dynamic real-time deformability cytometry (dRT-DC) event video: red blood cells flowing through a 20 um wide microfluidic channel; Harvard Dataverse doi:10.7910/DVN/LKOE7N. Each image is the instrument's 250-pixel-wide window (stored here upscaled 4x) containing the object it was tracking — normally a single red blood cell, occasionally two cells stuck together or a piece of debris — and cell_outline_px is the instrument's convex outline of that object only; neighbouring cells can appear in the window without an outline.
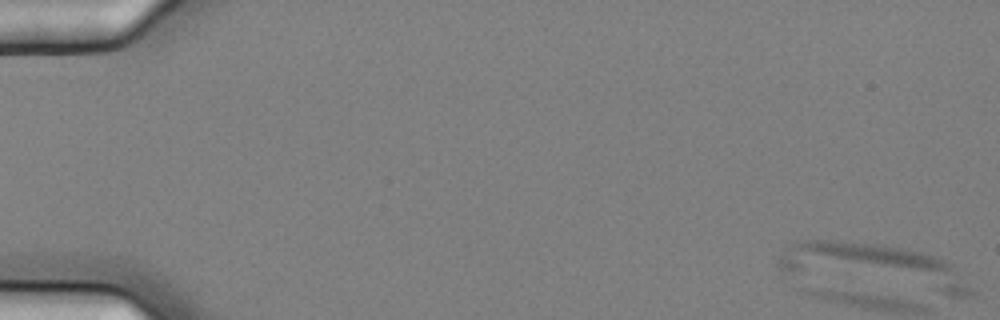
{"species": "common noctule bat (a hibernating species)", "species_latin": "Nyctalus noctula", "temperature_condition": "cold", "stored_images_in_passage": 19, "segment_of_instrument_passage": [1, 2], "camera_frame_rate_fps": 3000, "um_per_image_px": 0.085, "animal": {"sex": "female", "body_mass_g": 25.1}, "frame": {"image": 1, "passage_image": 1, "time_ms": 0.0, "image_size_px": [1000, 320], "cell_outline_px": [[976, 292], [972, 296], [952, 296], [792, 272], [780, 268], [776, 264], [780, 256], [788, 244], [792, 240], [840, 240], [884, 244], [908, 248], [924, 252], [936, 256], [952, 264], [956, 268]], "centroid_in_image_um": [74.37, 22.59], "position_along_channel_um": 10.6, "area_um2": 49.77}}